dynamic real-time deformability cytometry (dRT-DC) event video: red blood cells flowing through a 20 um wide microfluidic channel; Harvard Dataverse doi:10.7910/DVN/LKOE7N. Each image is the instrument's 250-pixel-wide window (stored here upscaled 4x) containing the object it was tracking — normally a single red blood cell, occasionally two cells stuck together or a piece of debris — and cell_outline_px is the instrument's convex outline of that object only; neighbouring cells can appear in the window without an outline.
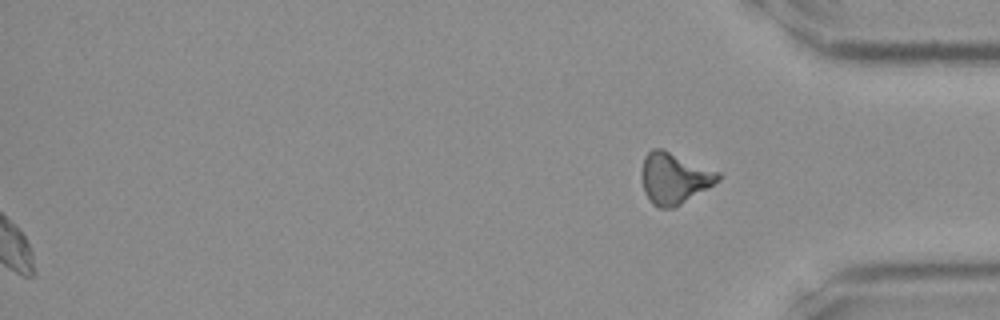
{"species": "Egyptian fruit bat (a non-hibernating species)", "species_latin": "Rousettus aegyptiacus", "temperature_condition": "room temperature", "stored_images_in_passage": 37, "segment_of_instrument_passage": [2, 2], "camera_frame_rate_fps": 3000, "um_per_image_px": 0.085, "frame": {"image": 1, "passage_image": 37, "time_ms": 12.0, "image_size_px": [1000, 320], "cell_outline_px": [[724, 176], [720, 180], [676, 208], [660, 208], [652, 204], [644, 192], [640, 176], [640, 172], [644, 156], [652, 148], [664, 148], [720, 172]], "centroid_in_image_um": [57.3, 15.13], "position_along_channel_um": 377.9, "area_um2": 23.41}}